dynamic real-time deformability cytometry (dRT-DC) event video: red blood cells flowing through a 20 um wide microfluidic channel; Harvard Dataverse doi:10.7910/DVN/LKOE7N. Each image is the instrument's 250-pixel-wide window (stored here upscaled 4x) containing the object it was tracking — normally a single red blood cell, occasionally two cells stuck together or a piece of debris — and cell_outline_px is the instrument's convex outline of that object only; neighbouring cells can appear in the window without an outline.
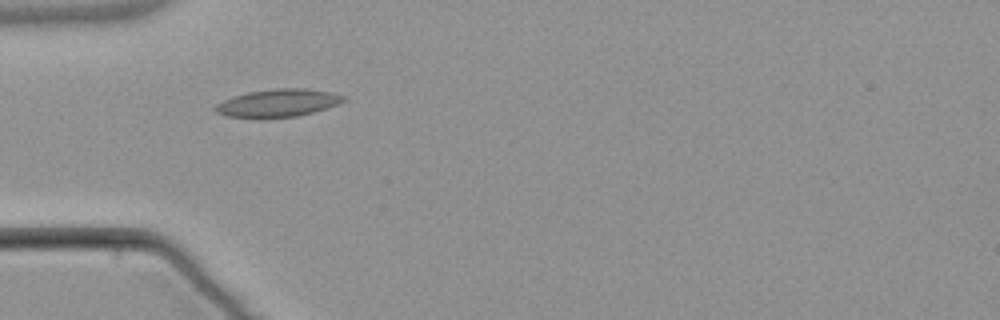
{"species": "common noctule bat (a hibernating species)", "species_latin": "Nyctalus noctula", "temperature_condition": "warm", "stored_images_in_passage": 6, "camera_frame_rate_fps": 3000, "um_per_image_px": 0.085, "animal": {"sex": "male", "body_mass_g": 21.5, "forearm_length_mm": 52.0}, "frame": {"image": 1, "passage_image": 5, "time_ms": 6.0, "image_size_px": [1000, 320], "cell_outline_px": [[348, 100], [328, 108], [296, 116], [228, 116], [216, 112], [212, 108], [216, 104], [232, 96], [248, 92], [276, 88], [308, 88], [332, 92], [348, 96]], "centroid_in_image_um": [23.71, 8.71], "position_along_channel_um": 61.3, "area_um2": 20.46}}
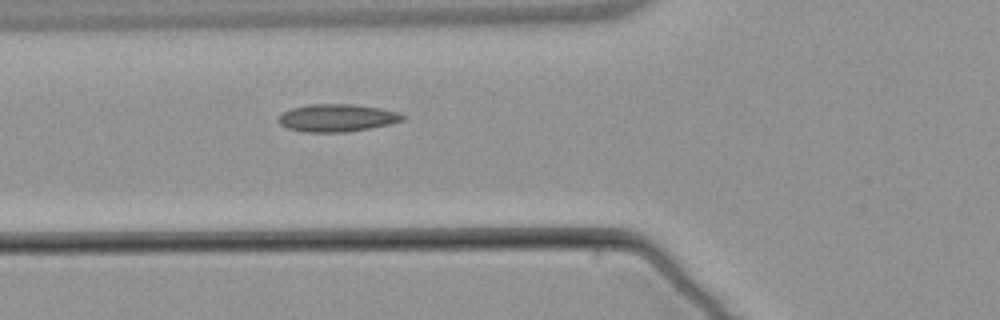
{"frame": {"image": 2, "passage_image": 6, "time_ms": 7.0, "image_size_px": [1000, 320], "cell_outline_px": [[404, 120], [388, 124], [368, 128], [344, 132], [304, 132], [288, 128], [280, 124], [276, 120], [276, 116], [292, 108], [308, 104], [352, 104], [380, 108], [400, 112], [404, 116]], "centroid_in_image_um": [28.6, 10.01], "position_along_channel_um": 97.2, "area_um2": 19.94}}